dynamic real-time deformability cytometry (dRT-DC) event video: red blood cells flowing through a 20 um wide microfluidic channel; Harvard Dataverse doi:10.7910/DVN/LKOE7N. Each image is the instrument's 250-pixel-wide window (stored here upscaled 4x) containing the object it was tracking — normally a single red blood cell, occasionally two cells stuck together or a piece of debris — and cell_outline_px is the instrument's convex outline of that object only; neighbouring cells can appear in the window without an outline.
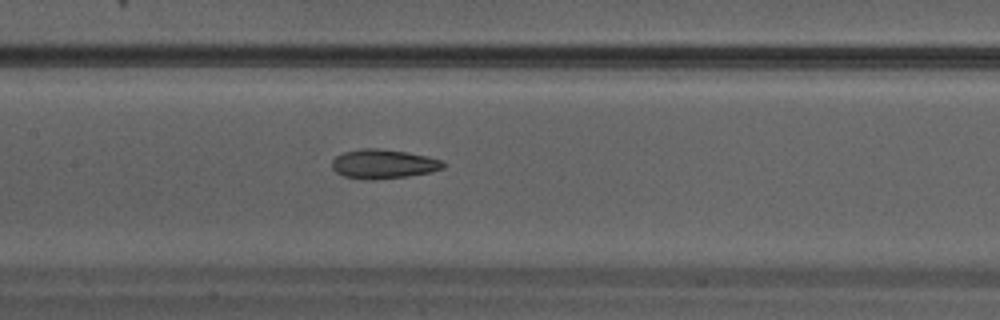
{"species": "Egyptian fruit bat (a non-hibernating species)", "species_latin": "Rousettus aegyptiacus", "temperature_condition": "warm", "stored_images_in_passage": 25, "camera_frame_rate_fps": 3000, "um_per_image_px": 0.085, "animal": {"sex": "male"}, "frame": {"image": 1, "passage_image": 8, "time_ms": 2.333, "image_size_px": [1000, 320], "cell_outline_px": [[448, 164], [444, 168], [428, 172], [408, 176], [376, 180], [364, 180], [344, 176], [336, 172], [332, 168], [332, 160], [336, 156], [344, 152], [360, 148], [380, 148], [408, 152], [428, 156], [444, 160]], "centroid_in_image_um": [32.61, 13.93], "position_along_channel_um": 174.8, "area_um2": 19.31}}
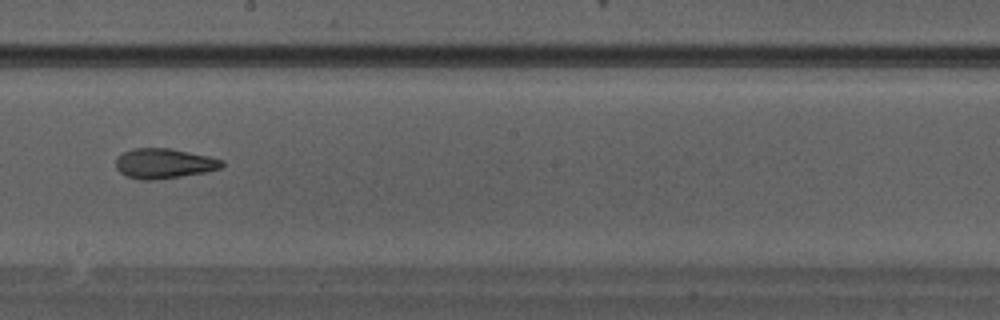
{"frame": {"image": 2, "passage_image": 11, "time_ms": 3.333, "image_size_px": [1000, 320], "cell_outline_px": [[224, 168], [208, 172], [152, 180], [140, 180], [128, 176], [120, 172], [116, 168], [116, 156], [132, 148], [168, 148], [208, 156], [224, 160]], "centroid_in_image_um": [13.96, 13.89], "position_along_channel_um": 234.2, "area_um2": 18.61}}